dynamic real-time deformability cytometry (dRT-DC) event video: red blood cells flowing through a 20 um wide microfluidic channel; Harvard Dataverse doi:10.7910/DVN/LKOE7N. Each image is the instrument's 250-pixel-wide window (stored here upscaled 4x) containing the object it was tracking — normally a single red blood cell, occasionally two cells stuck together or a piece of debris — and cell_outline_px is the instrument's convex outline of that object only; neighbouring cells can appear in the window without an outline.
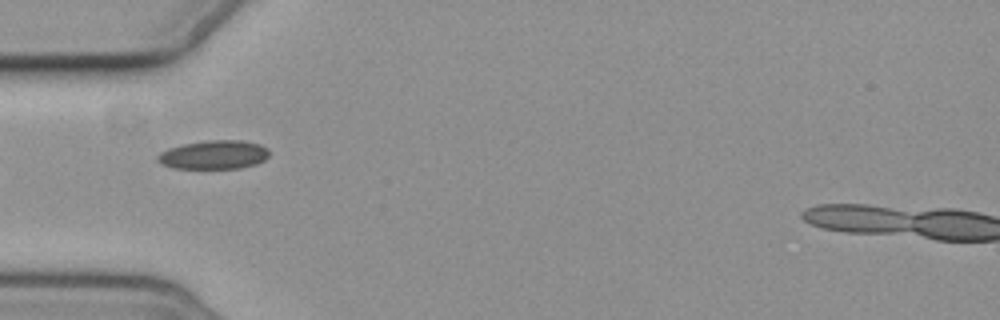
{"species": "common noctule bat (a hibernating species)", "species_latin": "Nyctalus noctula", "temperature_condition": "cold", "stored_images_in_passage": 12, "segment_of_instrument_passage": [1, 2], "camera_frame_rate_fps": 3000, "um_per_image_px": 0.085, "animal": {"sex": "female", "body_mass_g": 19.3, "forearm_length_mm": 54.1}, "frame": {"image": 1, "passage_image": 1, "time_ms": 0.0, "image_size_px": [1000, 320], "cell_outline_px": [[268, 156], [264, 160], [256, 164], [240, 168], [172, 168], [156, 160], [156, 156], [160, 152], [168, 148], [184, 144], [208, 140], [240, 140], [260, 144], [268, 148]], "centroid_in_image_um": [18.18, 13.15], "position_along_channel_um": 66.8, "area_um2": 18.67}}
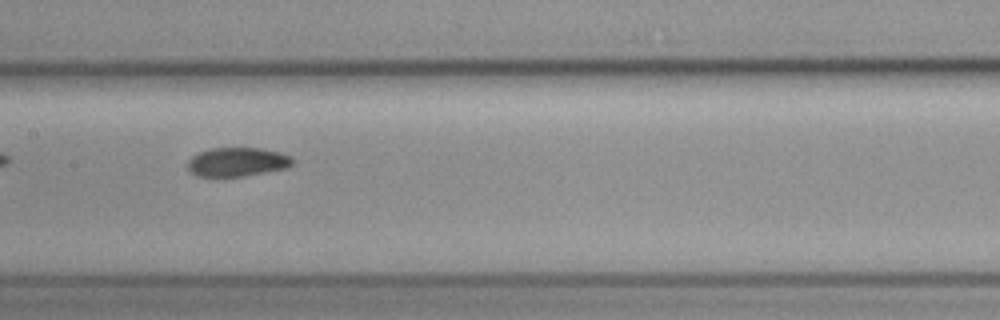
{"frame": {"image": 2, "passage_image": 4, "time_ms": 3.333, "image_size_px": [1000, 320], "cell_outline_px": [[292, 164], [288, 168], [244, 176], [196, 176], [188, 172], [188, 160], [192, 156], [200, 152], [212, 148], [260, 148], [280, 152], [288, 156], [292, 160]], "centroid_in_image_um": [20.14, 13.77], "position_along_channel_um": 187.3, "area_um2": 17.63}}
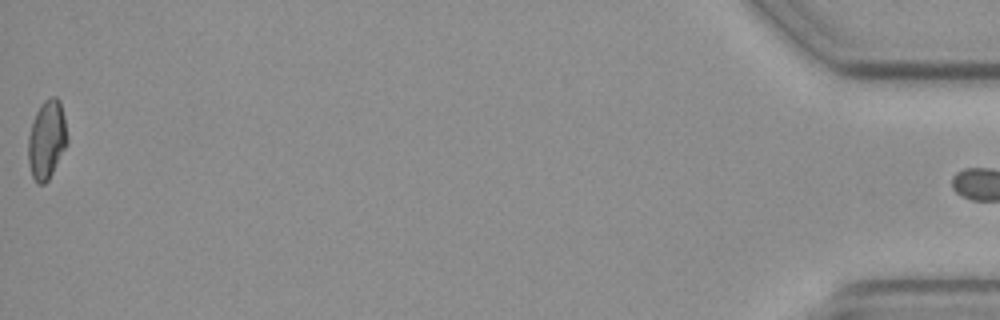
{"frame": {"image": 3, "passage_image": 11, "time_ms": 13.0, "image_size_px": [1000, 320], "cell_outline_px": [[68, 140], [48, 180], [44, 184], [36, 184], [32, 176], [28, 160], [28, 136], [36, 112], [40, 104], [44, 100], [52, 96], [56, 96], [60, 100], [64, 116]], "centroid_in_image_um": [3.96, 11.84], "position_along_channel_um": 431.2, "area_um2": 17.74}}